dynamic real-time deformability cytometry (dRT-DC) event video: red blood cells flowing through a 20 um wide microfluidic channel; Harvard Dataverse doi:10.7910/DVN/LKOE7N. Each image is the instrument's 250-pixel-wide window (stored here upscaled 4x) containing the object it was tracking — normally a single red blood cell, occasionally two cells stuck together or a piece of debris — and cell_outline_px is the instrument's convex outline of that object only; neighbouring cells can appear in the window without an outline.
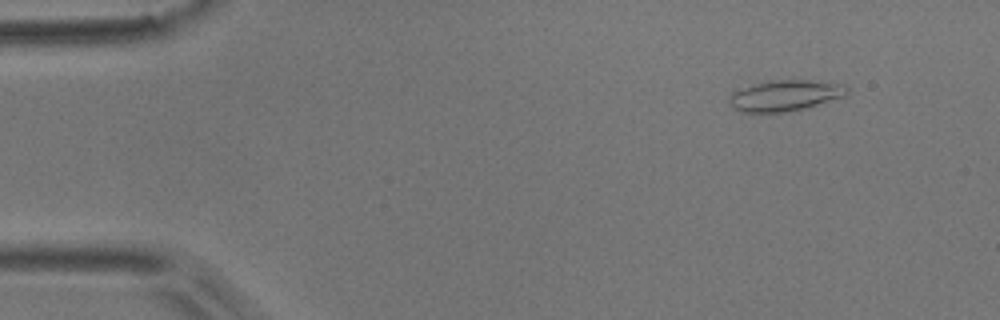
{"species": "common noctule bat (a hibernating species)", "species_latin": "Nyctalus noctula", "temperature_condition": "room temperature", "stored_images_in_passage": 4, "camera_frame_rate_fps": 3000, "um_per_image_px": 0.085, "animal": {"sex": "male", "body_mass_g": 17.9}, "frame": {"image": 1, "passage_image": 2, "time_ms": 0.333, "image_size_px": [1000, 320], "cell_outline_px": [[848, 92], [844, 96], [804, 108], [788, 112], [740, 112], [728, 100], [728, 96], [736, 88], [768, 80], [812, 80], [840, 84], [848, 88]], "centroid_in_image_um": [66.67, 8.1], "position_along_channel_um": 18.3, "area_um2": 21.21}}